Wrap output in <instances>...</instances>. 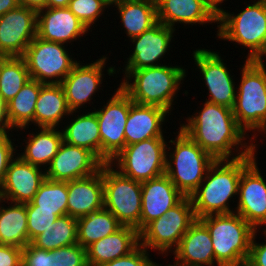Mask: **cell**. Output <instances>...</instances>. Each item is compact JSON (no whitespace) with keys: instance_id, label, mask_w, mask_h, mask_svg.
<instances>
[{"instance_id":"1","label":"cell","mask_w":266,"mask_h":266,"mask_svg":"<svg viewBox=\"0 0 266 266\" xmlns=\"http://www.w3.org/2000/svg\"><path fill=\"white\" fill-rule=\"evenodd\" d=\"M185 122L179 128L216 160L252 155V138L239 126L231 108L205 101Z\"/></svg>"},{"instance_id":"2","label":"cell","mask_w":266,"mask_h":266,"mask_svg":"<svg viewBox=\"0 0 266 266\" xmlns=\"http://www.w3.org/2000/svg\"><path fill=\"white\" fill-rule=\"evenodd\" d=\"M254 160L252 155L238 159H219L209 167L205 178L189 196L196 219L211 214H230L229 201L238 197L242 171Z\"/></svg>"},{"instance_id":"3","label":"cell","mask_w":266,"mask_h":266,"mask_svg":"<svg viewBox=\"0 0 266 266\" xmlns=\"http://www.w3.org/2000/svg\"><path fill=\"white\" fill-rule=\"evenodd\" d=\"M186 71L177 64L123 70L125 76L119 87L134 103L159 106L171 113Z\"/></svg>"},{"instance_id":"4","label":"cell","mask_w":266,"mask_h":266,"mask_svg":"<svg viewBox=\"0 0 266 266\" xmlns=\"http://www.w3.org/2000/svg\"><path fill=\"white\" fill-rule=\"evenodd\" d=\"M207 227L217 266H245L255 229L237 213L199 218Z\"/></svg>"},{"instance_id":"5","label":"cell","mask_w":266,"mask_h":266,"mask_svg":"<svg viewBox=\"0 0 266 266\" xmlns=\"http://www.w3.org/2000/svg\"><path fill=\"white\" fill-rule=\"evenodd\" d=\"M237 15L221 11L217 16V37L235 42L248 50L246 60H264L266 56V0H254ZM219 24V25H218Z\"/></svg>"},{"instance_id":"6","label":"cell","mask_w":266,"mask_h":266,"mask_svg":"<svg viewBox=\"0 0 266 266\" xmlns=\"http://www.w3.org/2000/svg\"><path fill=\"white\" fill-rule=\"evenodd\" d=\"M236 86L233 114L239 126L252 132V141L266 124V65L263 60H244ZM257 131V133H256Z\"/></svg>"},{"instance_id":"7","label":"cell","mask_w":266,"mask_h":266,"mask_svg":"<svg viewBox=\"0 0 266 266\" xmlns=\"http://www.w3.org/2000/svg\"><path fill=\"white\" fill-rule=\"evenodd\" d=\"M177 133L175 140L168 142L174 146L169 147L167 144L165 174L184 196L189 197L201 184L216 159L180 128Z\"/></svg>"},{"instance_id":"8","label":"cell","mask_w":266,"mask_h":266,"mask_svg":"<svg viewBox=\"0 0 266 266\" xmlns=\"http://www.w3.org/2000/svg\"><path fill=\"white\" fill-rule=\"evenodd\" d=\"M195 220L192 201L185 196L166 214L148 223L139 232V244L147 250H156L159 254L168 256L169 252L172 253L178 247L181 238Z\"/></svg>"},{"instance_id":"9","label":"cell","mask_w":266,"mask_h":266,"mask_svg":"<svg viewBox=\"0 0 266 266\" xmlns=\"http://www.w3.org/2000/svg\"><path fill=\"white\" fill-rule=\"evenodd\" d=\"M167 143L164 137H155L125 146L109 164L139 182L157 178L165 174Z\"/></svg>"},{"instance_id":"10","label":"cell","mask_w":266,"mask_h":266,"mask_svg":"<svg viewBox=\"0 0 266 266\" xmlns=\"http://www.w3.org/2000/svg\"><path fill=\"white\" fill-rule=\"evenodd\" d=\"M141 182L125 177L109 163L103 164L104 207L123 226H131L140 232Z\"/></svg>"},{"instance_id":"11","label":"cell","mask_w":266,"mask_h":266,"mask_svg":"<svg viewBox=\"0 0 266 266\" xmlns=\"http://www.w3.org/2000/svg\"><path fill=\"white\" fill-rule=\"evenodd\" d=\"M66 46L36 36L22 56L30 79L42 84H61L62 80L79 62L70 55ZM74 58V59H73Z\"/></svg>"},{"instance_id":"12","label":"cell","mask_w":266,"mask_h":266,"mask_svg":"<svg viewBox=\"0 0 266 266\" xmlns=\"http://www.w3.org/2000/svg\"><path fill=\"white\" fill-rule=\"evenodd\" d=\"M99 110L97 116L101 138V162L109 163L125 147V125L133 101L120 88Z\"/></svg>"},{"instance_id":"13","label":"cell","mask_w":266,"mask_h":266,"mask_svg":"<svg viewBox=\"0 0 266 266\" xmlns=\"http://www.w3.org/2000/svg\"><path fill=\"white\" fill-rule=\"evenodd\" d=\"M254 142L252 141L254 160L241 173L235 213L243 217L255 230H260L263 226L266 227V179L257 165L255 152L258 145Z\"/></svg>"},{"instance_id":"14","label":"cell","mask_w":266,"mask_h":266,"mask_svg":"<svg viewBox=\"0 0 266 266\" xmlns=\"http://www.w3.org/2000/svg\"><path fill=\"white\" fill-rule=\"evenodd\" d=\"M192 54L209 92L206 101L233 109L237 92L234 75L231 76V70H228L219 52L199 48Z\"/></svg>"},{"instance_id":"15","label":"cell","mask_w":266,"mask_h":266,"mask_svg":"<svg viewBox=\"0 0 266 266\" xmlns=\"http://www.w3.org/2000/svg\"><path fill=\"white\" fill-rule=\"evenodd\" d=\"M37 36V11L18 6L0 17V54L22 57Z\"/></svg>"},{"instance_id":"16","label":"cell","mask_w":266,"mask_h":266,"mask_svg":"<svg viewBox=\"0 0 266 266\" xmlns=\"http://www.w3.org/2000/svg\"><path fill=\"white\" fill-rule=\"evenodd\" d=\"M107 55L98 58L93 63H83L79 61L72 71L62 80L61 86L64 90L66 102L71 112L80 111L85 104L89 103L96 95L103 83L104 68ZM81 62V63H80ZM94 95V96H93ZM79 111H78V110Z\"/></svg>"},{"instance_id":"17","label":"cell","mask_w":266,"mask_h":266,"mask_svg":"<svg viewBox=\"0 0 266 266\" xmlns=\"http://www.w3.org/2000/svg\"><path fill=\"white\" fill-rule=\"evenodd\" d=\"M175 30L157 22L150 29L144 31L139 36L133 37L130 42L133 44V51L127 57L124 70H139L147 67L163 65L165 54L170 51Z\"/></svg>"},{"instance_id":"18","label":"cell","mask_w":266,"mask_h":266,"mask_svg":"<svg viewBox=\"0 0 266 266\" xmlns=\"http://www.w3.org/2000/svg\"><path fill=\"white\" fill-rule=\"evenodd\" d=\"M102 165L91 151L63 141L45 173L47 179L69 182L95 174Z\"/></svg>"},{"instance_id":"19","label":"cell","mask_w":266,"mask_h":266,"mask_svg":"<svg viewBox=\"0 0 266 266\" xmlns=\"http://www.w3.org/2000/svg\"><path fill=\"white\" fill-rule=\"evenodd\" d=\"M45 179V169L25 162L19 155L15 156L6 171L0 198L5 203H29Z\"/></svg>"},{"instance_id":"20","label":"cell","mask_w":266,"mask_h":266,"mask_svg":"<svg viewBox=\"0 0 266 266\" xmlns=\"http://www.w3.org/2000/svg\"><path fill=\"white\" fill-rule=\"evenodd\" d=\"M141 187L140 231L185 197L166 174L141 182Z\"/></svg>"},{"instance_id":"21","label":"cell","mask_w":266,"mask_h":266,"mask_svg":"<svg viewBox=\"0 0 266 266\" xmlns=\"http://www.w3.org/2000/svg\"><path fill=\"white\" fill-rule=\"evenodd\" d=\"M89 33L87 27L66 8H44L37 12V36L67 44Z\"/></svg>"},{"instance_id":"22","label":"cell","mask_w":266,"mask_h":266,"mask_svg":"<svg viewBox=\"0 0 266 266\" xmlns=\"http://www.w3.org/2000/svg\"><path fill=\"white\" fill-rule=\"evenodd\" d=\"M174 265L168 266H215L216 260L211 236L207 227L196 219L172 252Z\"/></svg>"},{"instance_id":"23","label":"cell","mask_w":266,"mask_h":266,"mask_svg":"<svg viewBox=\"0 0 266 266\" xmlns=\"http://www.w3.org/2000/svg\"><path fill=\"white\" fill-rule=\"evenodd\" d=\"M67 215L81 218L104 207L103 165L95 174L67 182Z\"/></svg>"},{"instance_id":"24","label":"cell","mask_w":266,"mask_h":266,"mask_svg":"<svg viewBox=\"0 0 266 266\" xmlns=\"http://www.w3.org/2000/svg\"><path fill=\"white\" fill-rule=\"evenodd\" d=\"M157 19L176 30L175 25H206L217 23V15L204 0H156Z\"/></svg>"},{"instance_id":"25","label":"cell","mask_w":266,"mask_h":266,"mask_svg":"<svg viewBox=\"0 0 266 266\" xmlns=\"http://www.w3.org/2000/svg\"><path fill=\"white\" fill-rule=\"evenodd\" d=\"M168 114V115H167ZM170 112L155 105L132 103L125 125V146L155 137H164L163 123Z\"/></svg>"},{"instance_id":"26","label":"cell","mask_w":266,"mask_h":266,"mask_svg":"<svg viewBox=\"0 0 266 266\" xmlns=\"http://www.w3.org/2000/svg\"><path fill=\"white\" fill-rule=\"evenodd\" d=\"M139 245V232L131 226H122L116 232L92 243L86 248L88 266H101L128 255Z\"/></svg>"},{"instance_id":"27","label":"cell","mask_w":266,"mask_h":266,"mask_svg":"<svg viewBox=\"0 0 266 266\" xmlns=\"http://www.w3.org/2000/svg\"><path fill=\"white\" fill-rule=\"evenodd\" d=\"M112 6L118 10L128 39L139 36L158 22L156 0H115Z\"/></svg>"},{"instance_id":"28","label":"cell","mask_w":266,"mask_h":266,"mask_svg":"<svg viewBox=\"0 0 266 266\" xmlns=\"http://www.w3.org/2000/svg\"><path fill=\"white\" fill-rule=\"evenodd\" d=\"M70 112L61 84L41 83L34 112V126L59 128Z\"/></svg>"},{"instance_id":"29","label":"cell","mask_w":266,"mask_h":266,"mask_svg":"<svg viewBox=\"0 0 266 266\" xmlns=\"http://www.w3.org/2000/svg\"><path fill=\"white\" fill-rule=\"evenodd\" d=\"M74 114L76 111L70 112L68 116L73 115L74 119L61 129L63 141L91 151L101 161V138L95 112L92 110L82 115Z\"/></svg>"},{"instance_id":"30","label":"cell","mask_w":266,"mask_h":266,"mask_svg":"<svg viewBox=\"0 0 266 266\" xmlns=\"http://www.w3.org/2000/svg\"><path fill=\"white\" fill-rule=\"evenodd\" d=\"M36 133H30L25 140L23 153H17L25 162L46 169L53 157L57 154L63 142L59 128L40 127ZM45 167V168H44Z\"/></svg>"},{"instance_id":"31","label":"cell","mask_w":266,"mask_h":266,"mask_svg":"<svg viewBox=\"0 0 266 266\" xmlns=\"http://www.w3.org/2000/svg\"><path fill=\"white\" fill-rule=\"evenodd\" d=\"M3 202L0 198V244L22 249L29 243L26 204Z\"/></svg>"},{"instance_id":"32","label":"cell","mask_w":266,"mask_h":266,"mask_svg":"<svg viewBox=\"0 0 266 266\" xmlns=\"http://www.w3.org/2000/svg\"><path fill=\"white\" fill-rule=\"evenodd\" d=\"M40 89V82L29 79L7 103L8 119L14 130L24 131L29 125L34 124V112Z\"/></svg>"},{"instance_id":"33","label":"cell","mask_w":266,"mask_h":266,"mask_svg":"<svg viewBox=\"0 0 266 266\" xmlns=\"http://www.w3.org/2000/svg\"><path fill=\"white\" fill-rule=\"evenodd\" d=\"M123 225L105 207L77 219V243L87 248L92 243L116 232Z\"/></svg>"},{"instance_id":"34","label":"cell","mask_w":266,"mask_h":266,"mask_svg":"<svg viewBox=\"0 0 266 266\" xmlns=\"http://www.w3.org/2000/svg\"><path fill=\"white\" fill-rule=\"evenodd\" d=\"M31 243L41 249L55 250L77 243V219L69 215L58 217Z\"/></svg>"},{"instance_id":"35","label":"cell","mask_w":266,"mask_h":266,"mask_svg":"<svg viewBox=\"0 0 266 266\" xmlns=\"http://www.w3.org/2000/svg\"><path fill=\"white\" fill-rule=\"evenodd\" d=\"M30 79L23 57H2L0 59V95L8 103Z\"/></svg>"},{"instance_id":"36","label":"cell","mask_w":266,"mask_h":266,"mask_svg":"<svg viewBox=\"0 0 266 266\" xmlns=\"http://www.w3.org/2000/svg\"><path fill=\"white\" fill-rule=\"evenodd\" d=\"M67 182L45 179L26 206H37V210L61 211V216L67 215Z\"/></svg>"},{"instance_id":"37","label":"cell","mask_w":266,"mask_h":266,"mask_svg":"<svg viewBox=\"0 0 266 266\" xmlns=\"http://www.w3.org/2000/svg\"><path fill=\"white\" fill-rule=\"evenodd\" d=\"M113 0H70L69 10L91 31Z\"/></svg>"},{"instance_id":"38","label":"cell","mask_w":266,"mask_h":266,"mask_svg":"<svg viewBox=\"0 0 266 266\" xmlns=\"http://www.w3.org/2000/svg\"><path fill=\"white\" fill-rule=\"evenodd\" d=\"M49 266H88L86 249L76 243L49 250Z\"/></svg>"},{"instance_id":"39","label":"cell","mask_w":266,"mask_h":266,"mask_svg":"<svg viewBox=\"0 0 266 266\" xmlns=\"http://www.w3.org/2000/svg\"><path fill=\"white\" fill-rule=\"evenodd\" d=\"M26 212L29 243L61 217V211L37 210V206H26Z\"/></svg>"},{"instance_id":"40","label":"cell","mask_w":266,"mask_h":266,"mask_svg":"<svg viewBox=\"0 0 266 266\" xmlns=\"http://www.w3.org/2000/svg\"><path fill=\"white\" fill-rule=\"evenodd\" d=\"M149 250L139 244L128 255L112 260L101 266H158L159 263L154 262L149 257Z\"/></svg>"},{"instance_id":"41","label":"cell","mask_w":266,"mask_h":266,"mask_svg":"<svg viewBox=\"0 0 266 266\" xmlns=\"http://www.w3.org/2000/svg\"><path fill=\"white\" fill-rule=\"evenodd\" d=\"M10 134L9 132H0V188L10 161L17 155V149L14 147L16 144L12 141Z\"/></svg>"},{"instance_id":"42","label":"cell","mask_w":266,"mask_h":266,"mask_svg":"<svg viewBox=\"0 0 266 266\" xmlns=\"http://www.w3.org/2000/svg\"><path fill=\"white\" fill-rule=\"evenodd\" d=\"M21 266H49V250L28 243L22 248Z\"/></svg>"},{"instance_id":"43","label":"cell","mask_w":266,"mask_h":266,"mask_svg":"<svg viewBox=\"0 0 266 266\" xmlns=\"http://www.w3.org/2000/svg\"><path fill=\"white\" fill-rule=\"evenodd\" d=\"M259 230H256L250 246V252L245 266H266V240L262 243H257V233H260ZM264 233V238L266 239V229L262 230Z\"/></svg>"},{"instance_id":"44","label":"cell","mask_w":266,"mask_h":266,"mask_svg":"<svg viewBox=\"0 0 266 266\" xmlns=\"http://www.w3.org/2000/svg\"><path fill=\"white\" fill-rule=\"evenodd\" d=\"M22 249L12 245L0 244V266H21Z\"/></svg>"},{"instance_id":"45","label":"cell","mask_w":266,"mask_h":266,"mask_svg":"<svg viewBox=\"0 0 266 266\" xmlns=\"http://www.w3.org/2000/svg\"><path fill=\"white\" fill-rule=\"evenodd\" d=\"M14 130L10 126V122L8 119V114H7V103L4 101L2 96L0 95V132H9Z\"/></svg>"},{"instance_id":"46","label":"cell","mask_w":266,"mask_h":266,"mask_svg":"<svg viewBox=\"0 0 266 266\" xmlns=\"http://www.w3.org/2000/svg\"><path fill=\"white\" fill-rule=\"evenodd\" d=\"M20 6L39 11L47 7V0H18Z\"/></svg>"},{"instance_id":"47","label":"cell","mask_w":266,"mask_h":266,"mask_svg":"<svg viewBox=\"0 0 266 266\" xmlns=\"http://www.w3.org/2000/svg\"><path fill=\"white\" fill-rule=\"evenodd\" d=\"M19 6L18 0H0V17Z\"/></svg>"},{"instance_id":"48","label":"cell","mask_w":266,"mask_h":266,"mask_svg":"<svg viewBox=\"0 0 266 266\" xmlns=\"http://www.w3.org/2000/svg\"><path fill=\"white\" fill-rule=\"evenodd\" d=\"M223 1L226 0H204V2L212 9V11L218 16L224 9L220 7Z\"/></svg>"},{"instance_id":"49","label":"cell","mask_w":266,"mask_h":266,"mask_svg":"<svg viewBox=\"0 0 266 266\" xmlns=\"http://www.w3.org/2000/svg\"><path fill=\"white\" fill-rule=\"evenodd\" d=\"M70 0H47L48 8H66Z\"/></svg>"},{"instance_id":"50","label":"cell","mask_w":266,"mask_h":266,"mask_svg":"<svg viewBox=\"0 0 266 266\" xmlns=\"http://www.w3.org/2000/svg\"><path fill=\"white\" fill-rule=\"evenodd\" d=\"M264 133L265 135H266V124H265V126L259 131V133Z\"/></svg>"}]
</instances>
